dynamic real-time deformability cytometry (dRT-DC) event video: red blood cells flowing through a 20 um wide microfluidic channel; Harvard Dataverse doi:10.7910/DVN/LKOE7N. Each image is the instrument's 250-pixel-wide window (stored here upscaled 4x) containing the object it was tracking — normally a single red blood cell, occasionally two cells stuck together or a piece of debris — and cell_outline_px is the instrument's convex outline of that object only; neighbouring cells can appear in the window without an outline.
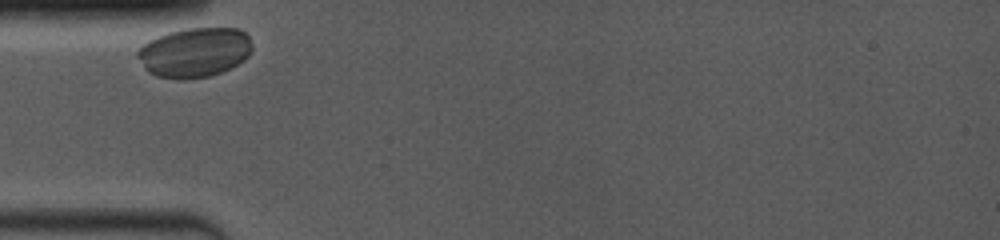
{"species": "common noctule bat (a hibernating species)", "species_latin": "Nyctalus noctula", "temperature_condition": "room temperature", "stored_images_in_passage": 4, "camera_frame_rate_fps": 4000, "um_per_image_px": 0.085, "animal": {"sex": "female", "body_mass_g": 19.0, "forearm_length_mm": 53.3}, "frame": {"image": 1, "passage_image": 1, "time_ms": 0.0, "image_size_px": [1000, 240], "cell_outline_px": [[252, 48], [248, 56], [244, 60], [220, 72], [208, 76], [180, 80], [156, 76], [148, 72], [144, 68], [136, 56], [136, 52], [148, 40], [168, 32], [188, 28], [236, 28], [244, 32], [248, 36], [252, 44]], "centroid_in_image_um": [16.5, 4.45], "position_along_channel_um": 68.5, "area_um2": 33.12}}
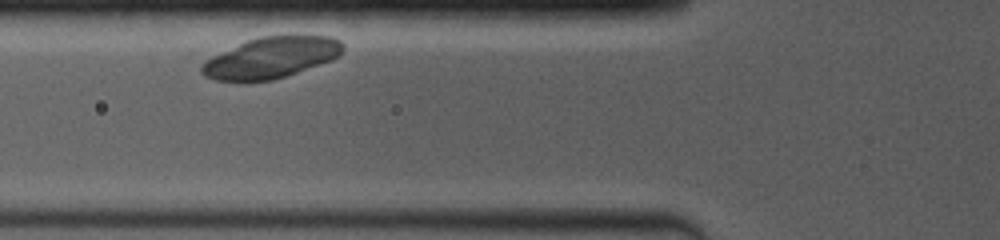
{"frame": {"image": 2, "passage_image": 3, "time_ms": 1.0, "image_size_px": [1000, 240], "cell_outline_px": [[344, 48], [340, 56], [332, 60], [272, 80], [216, 80], [204, 76], [200, 72], [200, 64], [204, 60], [212, 56], [248, 40], [260, 36], [332, 36], [340, 40], [344, 44]], "centroid_in_image_um": [23.05, 4.89], "position_along_channel_um": 102.7, "area_um2": 33.41}}